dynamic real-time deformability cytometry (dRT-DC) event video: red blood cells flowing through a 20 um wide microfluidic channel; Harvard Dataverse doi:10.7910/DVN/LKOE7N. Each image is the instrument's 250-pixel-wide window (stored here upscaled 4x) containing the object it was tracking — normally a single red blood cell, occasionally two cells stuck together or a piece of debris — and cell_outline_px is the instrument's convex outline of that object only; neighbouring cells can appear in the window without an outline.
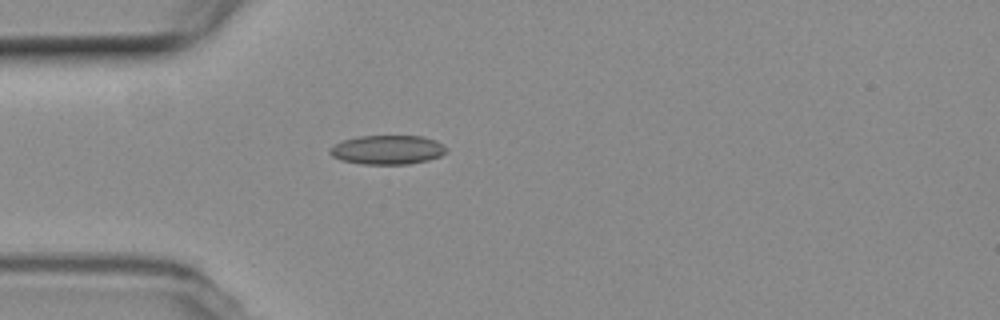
{"species": "common noctule bat (a hibernating species)", "species_latin": "Nyctalus noctula", "temperature_condition": "room temperature", "stored_images_in_passage": 5, "camera_frame_rate_fps": 3000, "um_per_image_px": 0.085, "animal": {"sex": "female", "body_mass_g": 19.3, "forearm_length_mm": 54.1}, "frame": {"image": 1, "passage_image": 1, "time_ms": 0.0, "image_size_px": [1000, 320], "cell_outline_px": [[448, 152], [440, 156], [428, 160], [408, 164], [360, 164], [340, 160], [332, 156], [328, 152], [328, 148], [344, 140], [356, 136], [420, 136], [436, 140], [444, 144], [448, 148]], "centroid_in_image_um": [32.95, 12.73], "position_along_channel_um": 52.1, "area_um2": 20.0}}
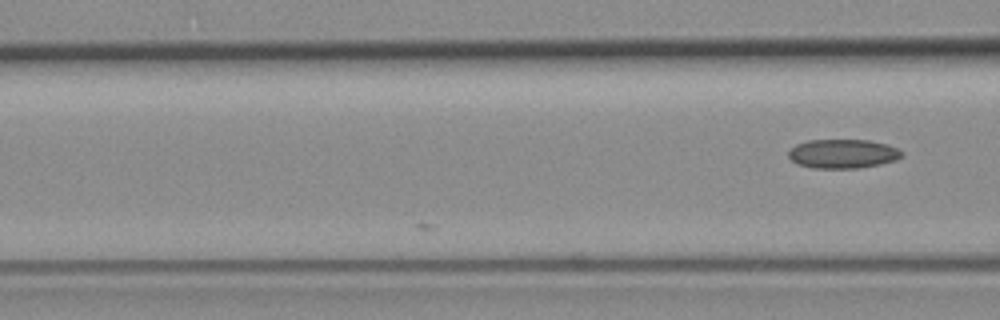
{"frame": {"image": 2, "passage_image": 5, "time_ms": 1.333, "image_size_px": [1000, 320], "cell_outline_px": [[904, 156], [896, 160], [880, 164], [860, 168], [816, 168], [796, 164], [788, 156], [788, 152], [796, 144], [808, 140], [868, 140], [888, 144], [904, 152]], "centroid_in_image_um": [71.67, 13.07], "position_along_channel_um": 94.9, "area_um2": 19.31}}